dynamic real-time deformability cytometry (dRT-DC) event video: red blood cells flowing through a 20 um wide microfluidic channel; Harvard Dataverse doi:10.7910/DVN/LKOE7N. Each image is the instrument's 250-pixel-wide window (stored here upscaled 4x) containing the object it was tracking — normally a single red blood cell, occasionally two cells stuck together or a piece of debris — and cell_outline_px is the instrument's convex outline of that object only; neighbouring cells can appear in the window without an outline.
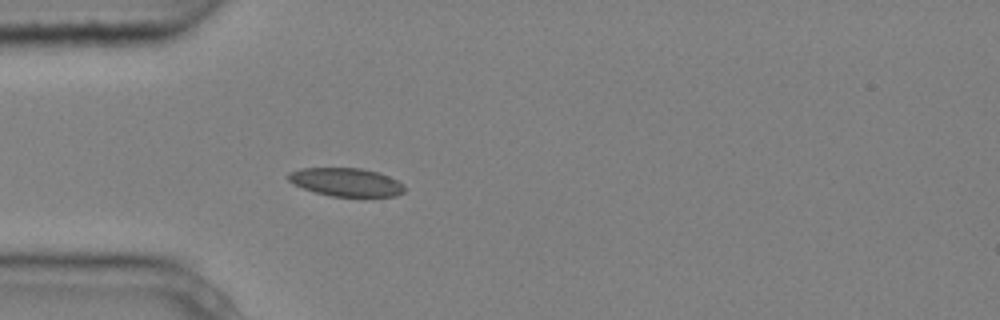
{"species": "common noctule bat (a hibernating species)", "species_latin": "Nyctalus noctula", "temperature_condition": "cold", "stored_images_in_passage": 5, "camera_frame_rate_fps": 3000, "um_per_image_px": 0.085, "animal": {"sex": "male", "body_mass_g": 20.4}, "frame": {"image": 1, "passage_image": 5, "time_ms": 1.333, "image_size_px": [1000, 320], "cell_outline_px": [[404, 192], [396, 196], [332, 196], [316, 192], [292, 184], [288, 180], [288, 172], [300, 168], [360, 168], [380, 172], [404, 184]], "centroid_in_image_um": [29.41, 15.47], "position_along_channel_um": 55.6, "area_um2": 19.13}}